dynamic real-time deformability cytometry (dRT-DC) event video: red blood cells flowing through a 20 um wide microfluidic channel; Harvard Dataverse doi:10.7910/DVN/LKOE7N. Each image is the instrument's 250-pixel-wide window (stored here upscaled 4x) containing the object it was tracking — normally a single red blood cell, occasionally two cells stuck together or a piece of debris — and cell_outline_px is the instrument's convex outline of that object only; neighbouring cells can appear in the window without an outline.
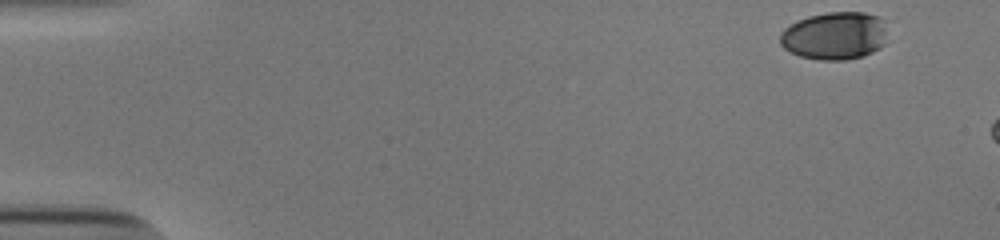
{"species": "human", "species_latin": "Homo sapiens", "temperature_condition": "cold", "stored_images_in_passage": 42, "camera_frame_rate_fps": 3000, "um_per_image_px": 0.085, "donor": {"sex": "male"}, "frame": {"image": 1, "passage_image": 1, "time_ms": 0.0, "image_size_px": [1000, 240], "cell_outline_px": [[884, 44], [880, 48], [864, 56], [844, 60], [820, 60], [800, 56], [784, 48], [780, 44], [780, 32], [784, 28], [808, 16], [828, 12], [864, 12], [880, 16], [884, 20]], "centroid_in_image_um": [70.94, 3.04], "position_along_channel_um": 14.1, "area_um2": 29.88}}
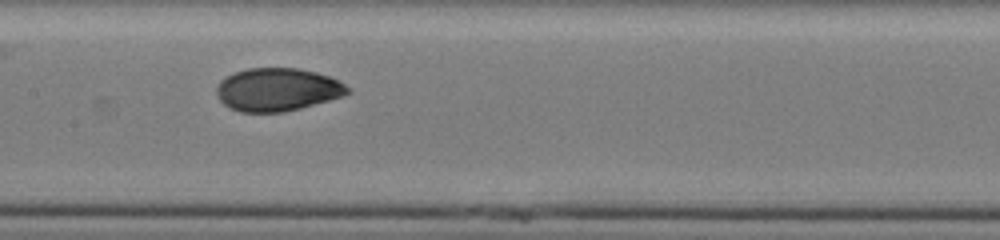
{"frame": {"image": 2, "passage_image": 25, "time_ms": 8.0, "image_size_px": [1000, 240], "cell_outline_px": [[352, 92], [344, 96], [300, 108], [284, 112], [240, 112], [224, 104], [216, 96], [216, 88], [220, 80], [236, 72], [248, 68], [300, 68], [316, 72], [328, 76], [344, 84]], "centroid_in_image_um": [23.58, 7.61], "position_along_channel_um": 183.8, "area_um2": 32.77}}
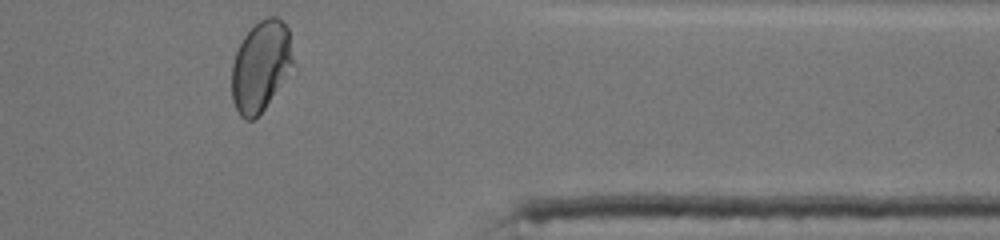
{"frame": {"image": 3, "passage_image": 42, "time_ms": 13.667, "image_size_px": [1000, 240], "cell_outline_px": [[292, 64], [264, 108], [252, 120], [244, 120], [240, 116], [232, 100], [232, 64], [236, 52], [244, 36], [260, 20], [268, 16], [276, 16], [288, 28], [292, 60]], "centroid_in_image_um": [22.11, 5.61], "position_along_channel_um": 389.3, "area_um2": 31.27}, "authors_computed_cell_mechanics": {"area_um2": 32.2813, "velocity_mm_per_s": 3.8833, "shape_relaxation_time_tau1_ms": 7.4483, "shape_relaxation_time_tau2_ms": 0.9593, "deformation_change_tau1": 0.2097, "deformation_change_tau2": 0.0394}}